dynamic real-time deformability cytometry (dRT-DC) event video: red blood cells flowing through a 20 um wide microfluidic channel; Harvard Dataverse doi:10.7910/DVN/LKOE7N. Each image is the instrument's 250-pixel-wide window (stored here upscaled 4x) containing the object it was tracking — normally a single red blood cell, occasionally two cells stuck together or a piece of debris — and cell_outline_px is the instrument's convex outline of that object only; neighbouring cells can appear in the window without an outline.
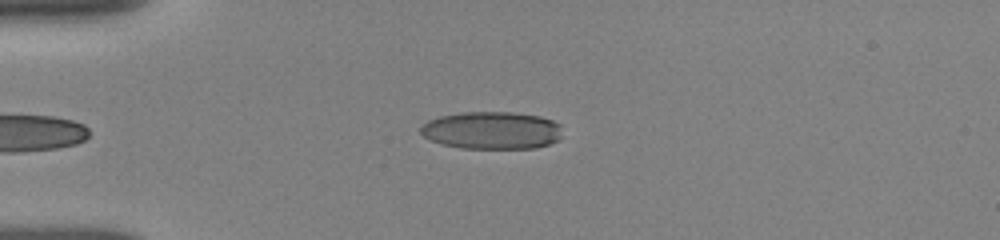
{"species": "human", "species_latin": "Homo sapiens", "temperature_condition": "room temperature", "stored_images_in_passage": 67, "camera_frame_rate_fps": 3000, "um_per_image_px": 0.085, "donor": {"sex": "female"}, "frame": {"image": 1, "passage_image": 1, "time_ms": 0.0, "image_size_px": [1000, 240], "cell_outline_px": [[560, 140], [536, 148], [460, 148], [440, 144], [424, 136], [420, 132], [420, 128], [428, 120], [440, 116], [460, 112], [512, 112], [540, 116], [552, 120], [560, 124]], "centroid_in_image_um": [41.8, 11.08], "position_along_channel_um": 43.2, "area_um2": 31.1}}
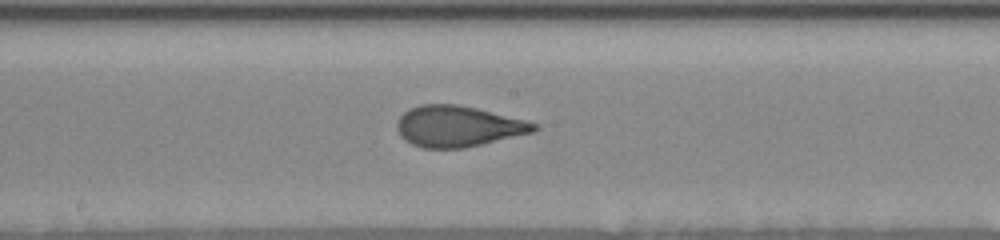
{"frame": {"image": 2, "passage_image": 35, "time_ms": 5.0, "image_size_px": [1000, 240], "cell_outline_px": [[536, 128], [532, 132], [464, 148], [424, 148], [412, 144], [404, 140], [400, 136], [396, 128], [396, 124], [400, 116], [404, 112], [420, 104], [456, 104], [476, 108], [528, 120], [536, 124]], "centroid_in_image_um": [38.89, 10.73], "position_along_channel_um": 209.3, "area_um2": 32.48}}
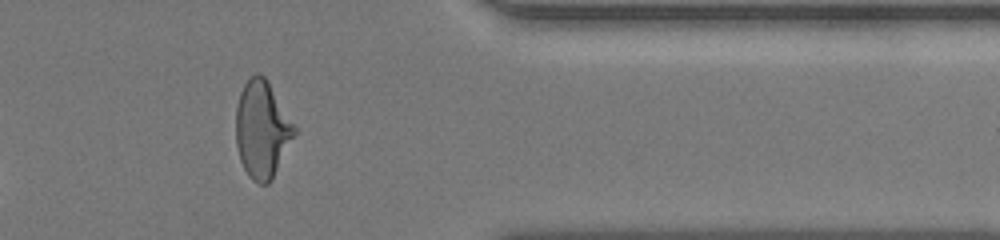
{"frame": {"image": 3, "passage_image": 62, "time_ms": 10.0, "image_size_px": [1000, 240], "cell_outline_px": [[296, 132], [272, 180], [268, 184], [260, 184], [252, 180], [248, 176], [240, 160], [236, 144], [236, 108], [240, 92], [244, 84], [256, 72], [260, 72], [268, 80], [296, 128]], "centroid_in_image_um": [22.26, 11.0], "position_along_channel_um": 389.1, "area_um2": 33.0}, "authors_computed_cell_mechanics": {"area_um2": 32.657, "velocity_mm_per_s": 3.8657, "shape_relaxation_time_tau1_ms": 4.6226, "shape_relaxation_time_tau2_ms": 0.7831, "deformation_change_tau1": 0.1855, "deformation_change_tau2": 0.0766}}